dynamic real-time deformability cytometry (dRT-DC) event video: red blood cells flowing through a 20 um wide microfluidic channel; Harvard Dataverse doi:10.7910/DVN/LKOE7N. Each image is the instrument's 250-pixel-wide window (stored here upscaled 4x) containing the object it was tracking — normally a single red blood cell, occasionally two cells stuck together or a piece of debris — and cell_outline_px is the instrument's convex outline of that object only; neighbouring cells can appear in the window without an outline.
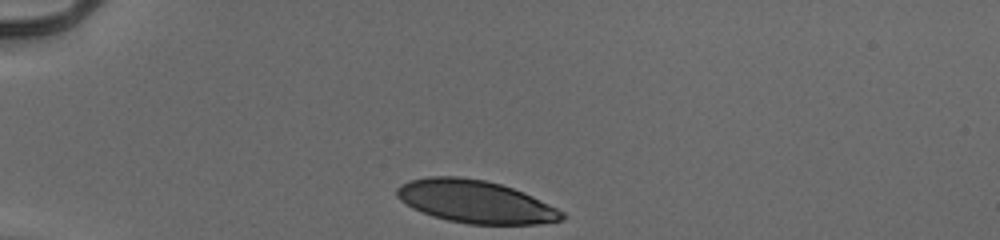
{"species": "human", "species_latin": "Homo sapiens", "temperature_condition": "cold", "stored_images_in_passage": 32, "camera_frame_rate_fps": 3000, "um_per_image_px": 0.085, "donor": {"sex": "male"}, "frame": {"image": 1, "passage_image": 1, "time_ms": 0.0, "image_size_px": [1000, 240], "cell_outline_px": [[564, 220], [540, 224], [468, 224], [448, 220], [432, 216], [412, 208], [400, 200], [396, 196], [396, 188], [400, 184], [408, 180], [428, 176], [460, 176], [484, 180], [500, 184], [524, 192], [564, 212]], "centroid_in_image_um": [40.38, 17.13], "position_along_channel_um": 44.6, "area_um2": 41.15}}
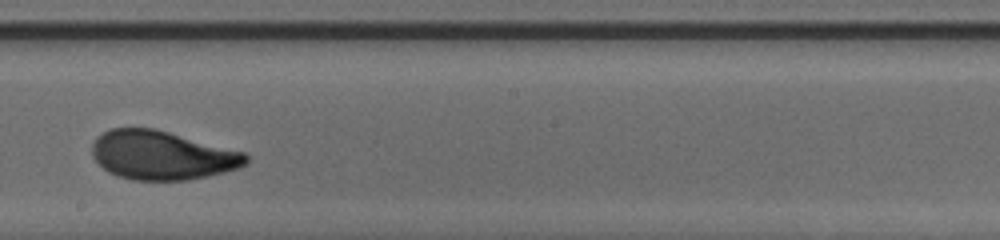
{"frame": {"image": 2, "passage_image": 19, "time_ms": 6.0, "image_size_px": [1000, 240], "cell_outline_px": [[248, 164], [240, 168], [208, 176], [188, 180], [132, 180], [108, 172], [92, 156], [92, 144], [96, 136], [112, 128], [156, 128], [244, 152], [248, 156]], "centroid_in_image_um": [13.78, 13.19], "position_along_channel_um": 234.4, "area_um2": 43.93}}
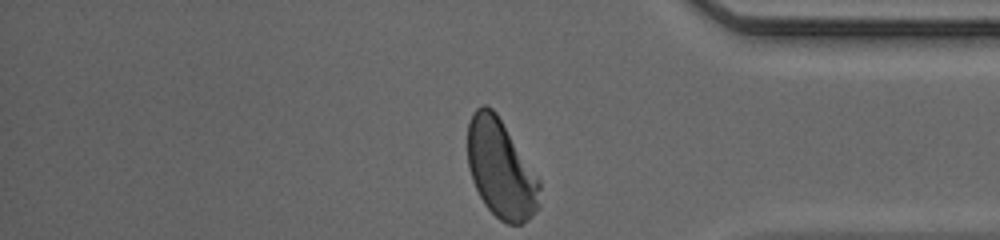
{"frame": {"image": 3, "passage_image": 32, "time_ms": 10.333, "image_size_px": [1000, 240], "cell_outline_px": [[540, 208], [528, 220], [520, 224], [508, 224], [500, 220], [484, 204], [472, 180], [468, 168], [468, 120], [472, 112], [476, 108], [484, 104], [492, 108], [496, 112], [540, 180]], "centroid_in_image_um": [42.57, 14.36], "position_along_channel_um": 392.6, "area_um2": 41.44}, "authors_computed_cell_mechanics": {"area_um2": 43.6968, "velocity_mm_per_s": 3.9141, "shape_relaxation_time_tau1_ms": 3.1373, "shape_relaxation_time_tau2_ms": 0.7859, "deformation_change_tau1": 0.1618, "deformation_change_tau2": 0.0564}}